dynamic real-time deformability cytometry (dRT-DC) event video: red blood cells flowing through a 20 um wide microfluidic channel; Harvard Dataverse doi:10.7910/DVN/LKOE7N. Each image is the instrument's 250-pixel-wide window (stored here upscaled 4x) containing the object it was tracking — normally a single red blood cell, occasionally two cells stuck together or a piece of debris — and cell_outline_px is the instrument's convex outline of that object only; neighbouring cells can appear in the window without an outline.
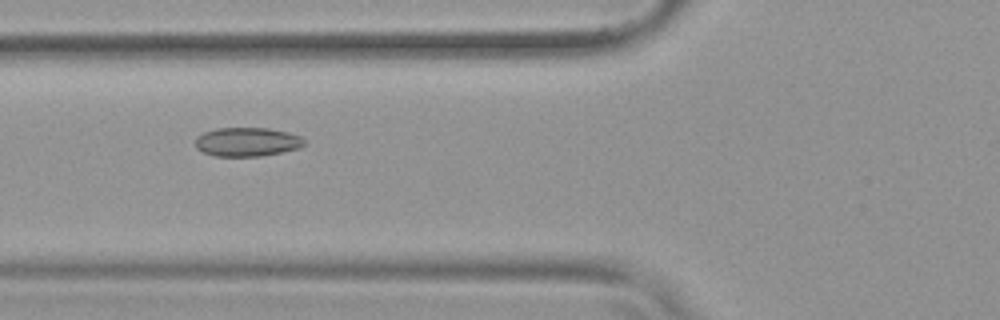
{"species": "common noctule bat (a hibernating species)", "species_latin": "Nyctalus noctula", "temperature_condition": "warm", "stored_images_in_passage": 54, "camera_frame_rate_fps": 3000, "um_per_image_px": 0.085, "animal": {"sex": "female", "body_mass_g": 19.9}, "frame": {"image": 1, "passage_image": 21, "time_ms": 6.667, "image_size_px": [1000, 320], "cell_outline_px": [[304, 144], [300, 148], [260, 156], [216, 156], [204, 152], [196, 148], [196, 136], [204, 132], [216, 128], [268, 128], [288, 132], [300, 136], [304, 140]], "centroid_in_image_um": [20.99, 12.05], "position_along_channel_um": 104.8, "area_um2": 18.26}}
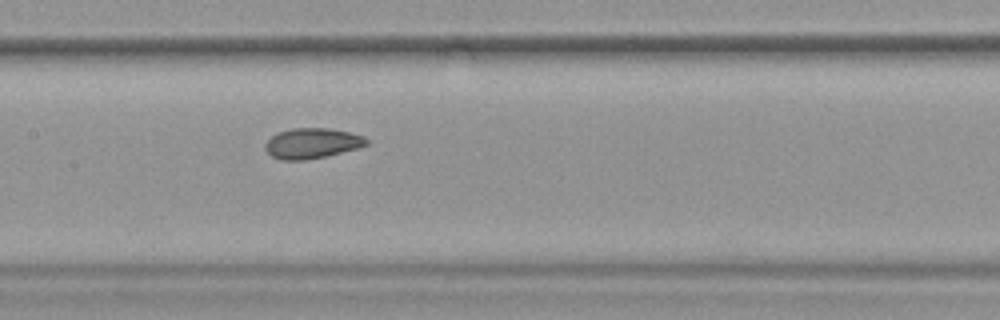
{"frame": {"image": 2, "passage_image": 27, "time_ms": 8.667, "image_size_px": [1000, 320], "cell_outline_px": [[368, 144], [356, 148], [324, 156], [304, 160], [280, 160], [272, 156], [264, 148], [264, 144], [276, 132], [292, 128], [328, 128], [348, 132], [364, 136], [368, 140]], "centroid_in_image_um": [26.48, 12.17], "position_along_channel_um": 180.9, "area_um2": 17.74}}
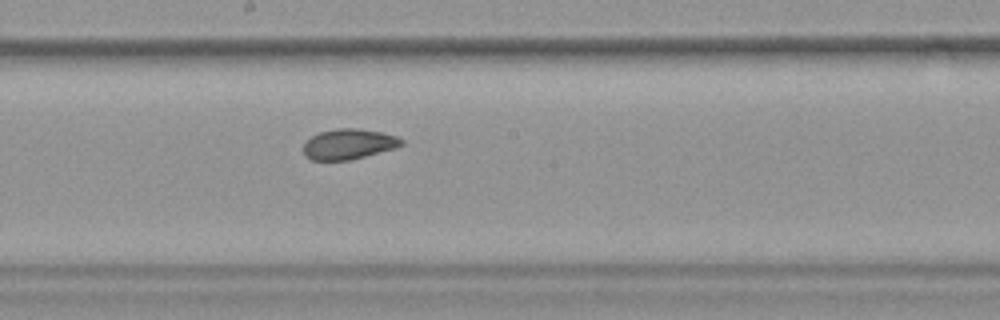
{"frame": {"image": 3, "passage_image": 30, "time_ms": 9.667, "image_size_px": [1000, 320], "cell_outline_px": [[404, 144], [396, 148], [348, 160], [312, 160], [304, 156], [304, 144], [312, 136], [320, 132], [336, 128], [360, 128], [380, 132], [396, 136], [404, 140]], "centroid_in_image_um": [29.65, 12.24], "position_along_channel_um": 218.6, "area_um2": 17.28}, "authors_computed_cell_mechanics": {"area_um2": 19.7387, "velocity_mm_per_s": 3.8104, "shape_relaxation_time_tau1_ms": 5.1508, "shape_relaxation_time_tau2_ms": 1.3816, "deformation_change_tau1": 0.1048, "deformation_change_tau2": 0.0472}}